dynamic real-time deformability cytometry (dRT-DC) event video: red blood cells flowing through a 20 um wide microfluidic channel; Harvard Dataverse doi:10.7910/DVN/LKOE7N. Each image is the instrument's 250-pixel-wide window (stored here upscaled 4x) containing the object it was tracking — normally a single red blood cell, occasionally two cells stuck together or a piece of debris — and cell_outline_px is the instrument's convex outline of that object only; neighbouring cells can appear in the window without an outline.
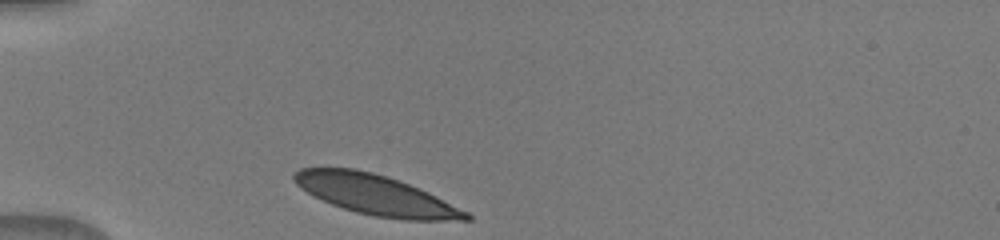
{"species": "human", "species_latin": "Homo sapiens", "temperature_condition": "warm", "stored_images_in_passage": 30, "camera_frame_rate_fps": 3000, "um_per_image_px": 0.085, "donor": {"sex": "male"}, "frame": {"image": 1, "passage_image": 1, "time_ms": 0.0, "image_size_px": [1000, 240], "cell_outline_px": [[472, 220], [404, 220], [376, 216], [356, 212], [332, 204], [312, 196], [300, 188], [292, 180], [292, 176], [300, 168], [356, 168], [372, 172], [408, 184], [428, 192], [468, 212], [472, 216]], "centroid_in_image_um": [31.91, 16.57], "position_along_channel_um": 53.1, "area_um2": 39.77}}
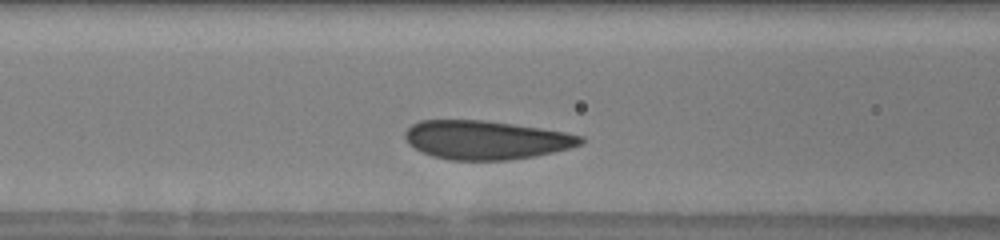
{"frame": {"image": 2, "passage_image": 8, "time_ms": 2.333, "image_size_px": [1000, 240], "cell_outline_px": [[584, 140], [580, 144], [568, 148], [552, 152], [532, 156], [508, 160], [452, 160], [432, 156], [420, 152], [408, 144], [404, 136], [404, 132], [412, 124], [420, 120], [484, 120], [540, 128], [564, 132], [584, 136]], "centroid_in_image_um": [41.25, 11.89], "position_along_channel_um": 125.4, "area_um2": 39.54}}
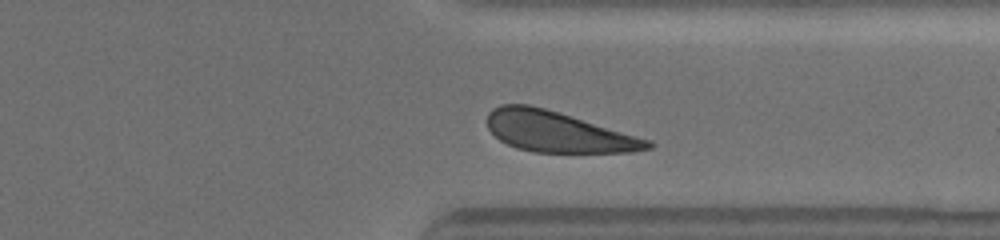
{"frame": {"image": 3, "passage_image": 26, "time_ms": 8.333, "image_size_px": [1000, 240], "cell_outline_px": [[652, 148], [632, 152], [536, 152], [516, 148], [500, 140], [488, 128], [488, 112], [492, 108], [500, 104], [528, 104], [544, 108], [652, 140]], "centroid_in_image_um": [47.41, 11.2], "position_along_channel_um": 364.0, "area_um2": 37.69}}